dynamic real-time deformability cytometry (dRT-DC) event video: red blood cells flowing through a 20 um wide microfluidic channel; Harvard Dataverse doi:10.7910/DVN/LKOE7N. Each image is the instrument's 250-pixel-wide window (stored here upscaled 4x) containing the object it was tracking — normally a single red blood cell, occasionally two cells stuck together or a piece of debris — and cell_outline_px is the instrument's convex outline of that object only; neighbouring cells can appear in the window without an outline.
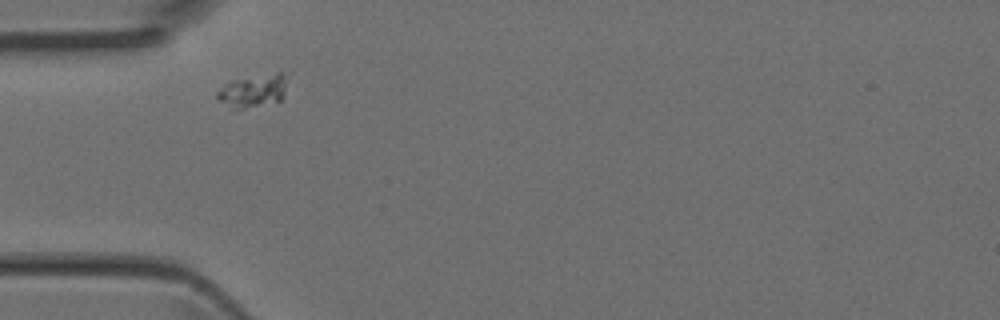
{"species": "Egyptian fruit bat (a non-hibernating species)", "species_latin": "Rousettus aegyptiacus", "temperature_condition": "room temperature", "stored_images_in_passage": 3, "camera_frame_rate_fps": 3000, "um_per_image_px": 0.085, "animal": {"sex": "female"}, "frame": {"image": 1, "passage_image": 1, "time_ms": 0.0, "image_size_px": [1000, 320], "cell_outline_px": [[284, 96], [280, 100], [244, 108], [232, 108], [220, 100], [216, 96], [216, 92], [224, 84], [232, 80], [276, 72], [280, 72], [284, 76]], "centroid_in_image_um": [21.47, 7.7], "position_along_channel_um": 63.5, "area_um2": 12.89}}
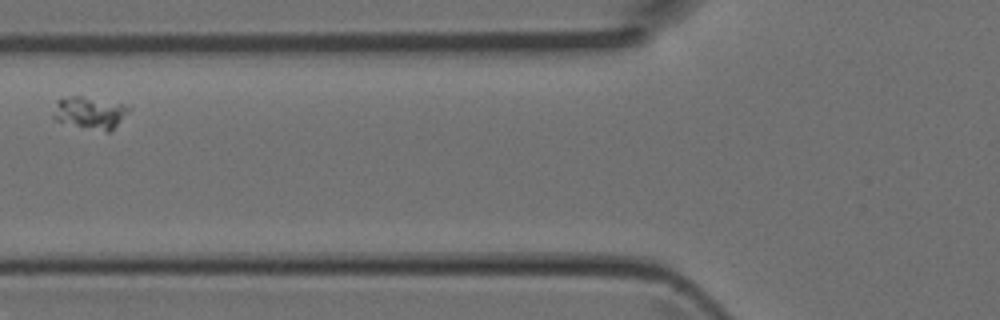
{"frame": {"image": 2, "passage_image": 2, "time_ms": 0.333, "image_size_px": [1000, 320], "cell_outline_px": [[132, 108], [108, 132], [56, 120], [52, 116], [56, 100], [72, 96], [80, 96], [132, 104]], "centroid_in_image_um": [7.68, 9.53], "position_along_channel_um": 118.1, "area_um2": 13.99}}
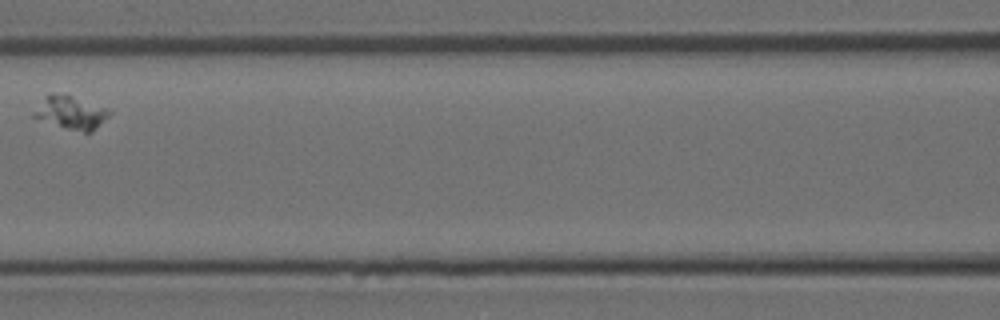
{"frame": {"image": 3, "passage_image": 3, "time_ms": 0.667, "image_size_px": [1000, 320], "cell_outline_px": [[112, 112], [92, 132], [84, 132], [68, 128], [32, 116], [32, 112], [48, 92], [52, 92], [72, 96], [104, 108]], "centroid_in_image_um": [5.99, 9.55], "position_along_channel_um": 160.6, "area_um2": 14.05}}